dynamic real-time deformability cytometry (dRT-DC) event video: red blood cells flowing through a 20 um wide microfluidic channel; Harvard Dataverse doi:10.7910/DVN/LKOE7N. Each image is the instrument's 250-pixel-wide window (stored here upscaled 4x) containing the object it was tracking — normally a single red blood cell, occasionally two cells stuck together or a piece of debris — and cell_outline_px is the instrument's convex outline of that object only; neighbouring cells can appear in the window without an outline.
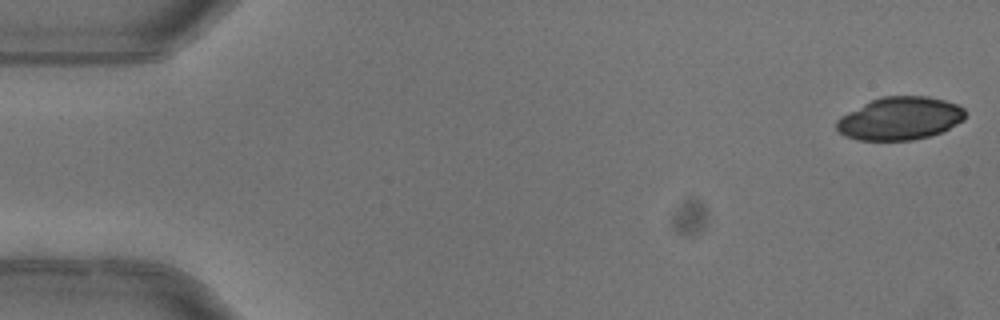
{"species": "common noctule bat (a hibernating species)", "species_latin": "Nyctalus noctula", "temperature_condition": "warm", "stored_images_in_passage": 5, "camera_frame_rate_fps": 3000, "um_per_image_px": 0.085, "animal": {"sex": "female"}, "frame": {"image": 1, "passage_image": 1, "time_ms": 0.0, "image_size_px": [1000, 320], "cell_outline_px": [[964, 120], [940, 132], [928, 136], [912, 140], [856, 140], [844, 136], [836, 128], [836, 120], [840, 116], [880, 96], [928, 96], [944, 100], [956, 104], [964, 108]], "centroid_in_image_um": [76.47, 10.07], "position_along_channel_um": 8.5, "area_um2": 32.02}}